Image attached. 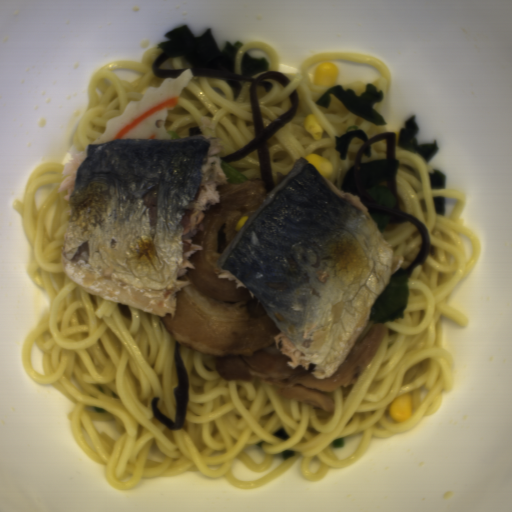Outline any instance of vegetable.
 <instances>
[{"instance_id":"1","label":"vegetable","mask_w":512,"mask_h":512,"mask_svg":"<svg viewBox=\"0 0 512 512\" xmlns=\"http://www.w3.org/2000/svg\"><path fill=\"white\" fill-rule=\"evenodd\" d=\"M410 276H391L386 289L375 300L368 319L375 323L396 321L404 318L408 307V279Z\"/></svg>"},{"instance_id":"2","label":"vegetable","mask_w":512,"mask_h":512,"mask_svg":"<svg viewBox=\"0 0 512 512\" xmlns=\"http://www.w3.org/2000/svg\"><path fill=\"white\" fill-rule=\"evenodd\" d=\"M366 191L372 203L382 209H391L396 204V197L391 189L379 185Z\"/></svg>"},{"instance_id":"3","label":"vegetable","mask_w":512,"mask_h":512,"mask_svg":"<svg viewBox=\"0 0 512 512\" xmlns=\"http://www.w3.org/2000/svg\"><path fill=\"white\" fill-rule=\"evenodd\" d=\"M380 233L387 232L389 228L399 222L408 221L406 218L385 215L381 213H370Z\"/></svg>"},{"instance_id":"4","label":"vegetable","mask_w":512,"mask_h":512,"mask_svg":"<svg viewBox=\"0 0 512 512\" xmlns=\"http://www.w3.org/2000/svg\"><path fill=\"white\" fill-rule=\"evenodd\" d=\"M221 169L226 177V182H234V181H243V180H250L223 161L220 160Z\"/></svg>"},{"instance_id":"5","label":"vegetable","mask_w":512,"mask_h":512,"mask_svg":"<svg viewBox=\"0 0 512 512\" xmlns=\"http://www.w3.org/2000/svg\"><path fill=\"white\" fill-rule=\"evenodd\" d=\"M166 134L168 136V140L183 139L177 131H174V130H171V129Z\"/></svg>"}]
</instances>
